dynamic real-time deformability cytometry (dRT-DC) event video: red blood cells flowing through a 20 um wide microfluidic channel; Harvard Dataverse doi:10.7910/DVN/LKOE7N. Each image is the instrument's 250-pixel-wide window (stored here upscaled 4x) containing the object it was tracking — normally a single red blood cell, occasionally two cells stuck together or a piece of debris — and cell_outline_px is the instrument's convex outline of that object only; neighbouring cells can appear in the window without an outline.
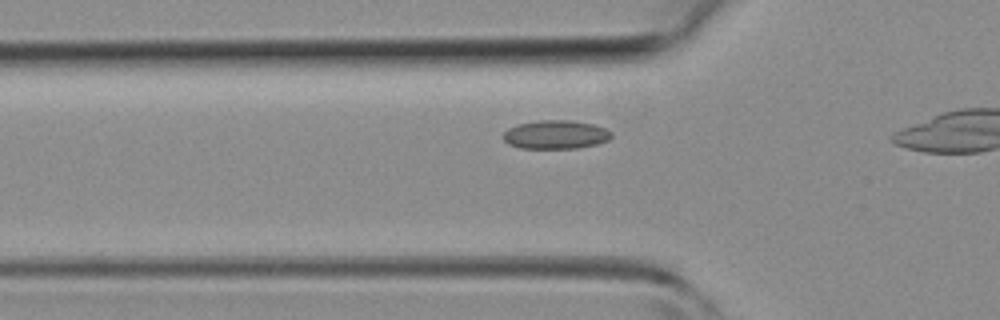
{"species": "common noctule bat (a hibernating species)", "species_latin": "Nyctalus noctula", "temperature_condition": "room temperature", "stored_images_in_passage": 13, "camera_frame_rate_fps": 3000, "um_per_image_px": 0.085, "animal": {"sex": "female", "body_mass_g": 19.3, "forearm_length_mm": 54.1}, "frame": {"image": 1, "passage_image": 6, "time_ms": 1.667, "image_size_px": [1000, 320], "cell_outline_px": [[612, 136], [608, 140], [596, 144], [576, 148], [520, 148], [508, 144], [504, 140], [504, 132], [508, 128], [516, 124], [540, 120], [568, 120], [596, 124], [612, 132]], "centroid_in_image_um": [47.23, 11.43], "position_along_channel_um": 78.6, "area_um2": 18.09}}
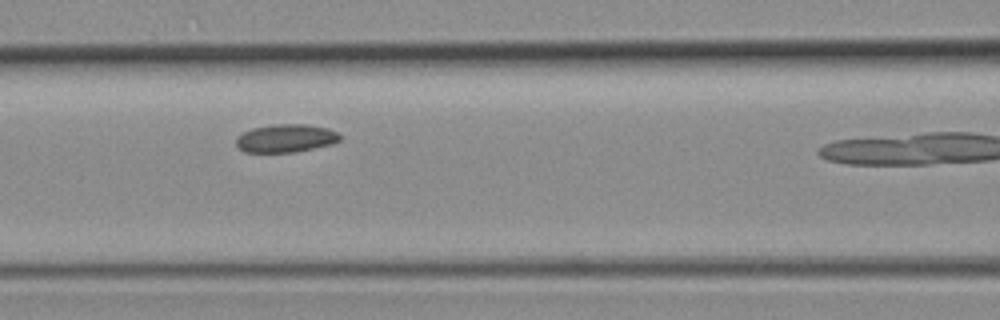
{"frame": {"image": 2, "passage_image": 10, "time_ms": 3.0, "image_size_px": [1000, 320], "cell_outline_px": [[340, 140], [332, 144], [296, 152], [244, 152], [236, 144], [236, 136], [252, 128], [272, 124], [308, 124], [328, 128], [336, 132], [340, 136]], "centroid_in_image_um": [24.29, 11.75], "position_along_channel_um": 142.3, "area_um2": 17.05}}